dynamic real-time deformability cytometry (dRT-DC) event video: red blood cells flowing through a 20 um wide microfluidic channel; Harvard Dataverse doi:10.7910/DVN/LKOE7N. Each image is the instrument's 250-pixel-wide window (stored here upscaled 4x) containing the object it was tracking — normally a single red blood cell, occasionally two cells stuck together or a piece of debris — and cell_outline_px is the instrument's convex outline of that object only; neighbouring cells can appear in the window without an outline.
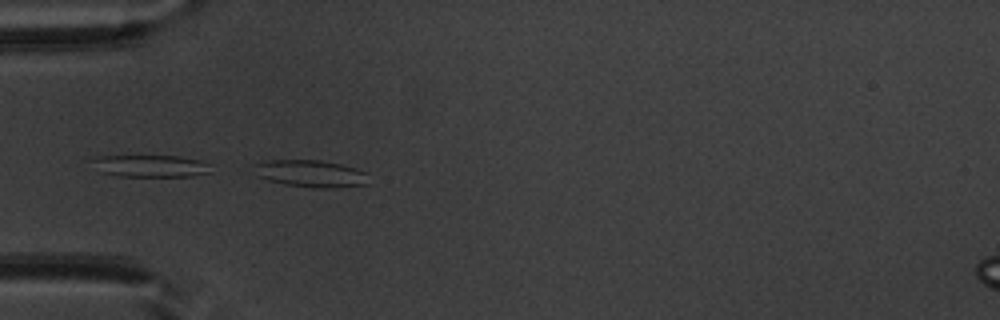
{"species": "common noctule bat (a hibernating species)", "species_latin": "Nyctalus noctula", "temperature_condition": "warm", "stored_images_in_passage": 6, "camera_frame_rate_fps": 3000, "um_per_image_px": 0.085, "animal": {"sex": "male", "body_mass_g": 20.1, "forearm_length_mm": 53.5}, "frame": {"image": 1, "passage_image": 2, "time_ms": 0.333, "image_size_px": [1000, 320], "cell_outline_px": [[368, 184], [332, 188], [312, 188], [284, 184], [268, 180], [256, 176], [252, 164], [268, 160], [320, 160], [340, 164], [356, 168], [368, 172]], "centroid_in_image_um": [26.4, 14.76], "position_along_channel_um": 58.6, "area_um2": 18.38}}
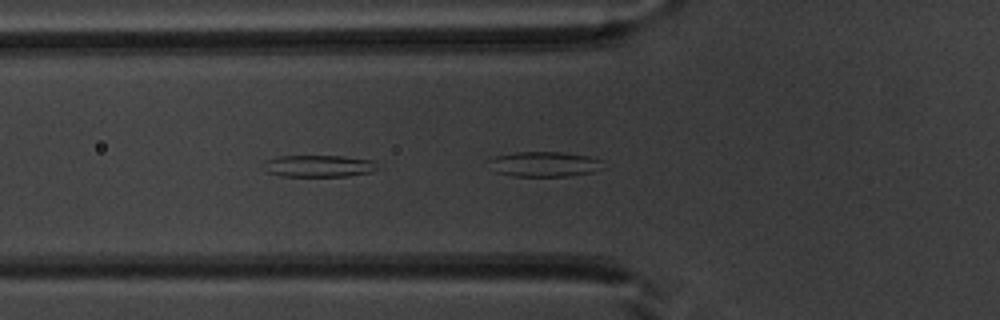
{"frame": {"image": 2, "passage_image": 4, "time_ms": 1.0, "image_size_px": [1000, 320], "cell_outline_px": [[380, 168], [372, 172], [348, 176], [280, 176], [268, 172], [264, 160], [280, 156], [344, 156], [376, 160]], "centroid_in_image_um": [27.2, 14.11], "position_along_channel_um": 98.6, "area_um2": 14.68}}